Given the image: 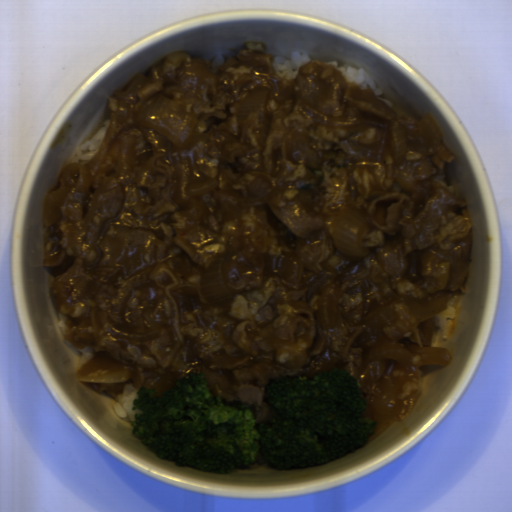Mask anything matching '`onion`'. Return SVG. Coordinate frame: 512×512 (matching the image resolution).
Here are the masks:
<instances>
[{
	"label": "onion",
	"instance_id": "obj_11",
	"mask_svg": "<svg viewBox=\"0 0 512 512\" xmlns=\"http://www.w3.org/2000/svg\"><path fill=\"white\" fill-rule=\"evenodd\" d=\"M270 91L271 89L268 87L259 84L249 91L238 108L236 114L237 122L243 121L249 117L251 113H257L259 124H266Z\"/></svg>",
	"mask_w": 512,
	"mask_h": 512
},
{
	"label": "onion",
	"instance_id": "obj_6",
	"mask_svg": "<svg viewBox=\"0 0 512 512\" xmlns=\"http://www.w3.org/2000/svg\"><path fill=\"white\" fill-rule=\"evenodd\" d=\"M373 228L371 220L351 207L341 210L333 222V238L339 255L348 260L367 258L371 249L363 243L366 233Z\"/></svg>",
	"mask_w": 512,
	"mask_h": 512
},
{
	"label": "onion",
	"instance_id": "obj_1",
	"mask_svg": "<svg viewBox=\"0 0 512 512\" xmlns=\"http://www.w3.org/2000/svg\"><path fill=\"white\" fill-rule=\"evenodd\" d=\"M455 293L440 291L426 299L400 297L362 317L367 346L358 376L363 418L377 423L402 421L414 408L420 367L451 365L454 356L432 346V317L446 312Z\"/></svg>",
	"mask_w": 512,
	"mask_h": 512
},
{
	"label": "onion",
	"instance_id": "obj_4",
	"mask_svg": "<svg viewBox=\"0 0 512 512\" xmlns=\"http://www.w3.org/2000/svg\"><path fill=\"white\" fill-rule=\"evenodd\" d=\"M119 120L112 112L109 117V129L102 144L86 165L68 163L59 174L56 191L47 193L42 213L44 228L62 221L63 209L70 194L83 192L86 196L90 192L100 168L109 156L112 147L118 138Z\"/></svg>",
	"mask_w": 512,
	"mask_h": 512
},
{
	"label": "onion",
	"instance_id": "obj_12",
	"mask_svg": "<svg viewBox=\"0 0 512 512\" xmlns=\"http://www.w3.org/2000/svg\"><path fill=\"white\" fill-rule=\"evenodd\" d=\"M108 330L115 338L128 339L134 342L153 341L161 338V328L146 332H130L121 329L109 328Z\"/></svg>",
	"mask_w": 512,
	"mask_h": 512
},
{
	"label": "onion",
	"instance_id": "obj_3",
	"mask_svg": "<svg viewBox=\"0 0 512 512\" xmlns=\"http://www.w3.org/2000/svg\"><path fill=\"white\" fill-rule=\"evenodd\" d=\"M220 110L193 114L160 95L150 97L136 112L135 123L161 133L184 151H190L200 142H207L211 132H196L208 117H224Z\"/></svg>",
	"mask_w": 512,
	"mask_h": 512
},
{
	"label": "onion",
	"instance_id": "obj_10",
	"mask_svg": "<svg viewBox=\"0 0 512 512\" xmlns=\"http://www.w3.org/2000/svg\"><path fill=\"white\" fill-rule=\"evenodd\" d=\"M342 287L337 279H331L322 292L318 304V322L326 330L335 327L340 304Z\"/></svg>",
	"mask_w": 512,
	"mask_h": 512
},
{
	"label": "onion",
	"instance_id": "obj_5",
	"mask_svg": "<svg viewBox=\"0 0 512 512\" xmlns=\"http://www.w3.org/2000/svg\"><path fill=\"white\" fill-rule=\"evenodd\" d=\"M175 175L179 188L170 195L177 205H180L182 216L188 222L201 220L207 211V205L200 196L219 186L217 178L210 180H194L192 174V157L178 159L175 165Z\"/></svg>",
	"mask_w": 512,
	"mask_h": 512
},
{
	"label": "onion",
	"instance_id": "obj_9",
	"mask_svg": "<svg viewBox=\"0 0 512 512\" xmlns=\"http://www.w3.org/2000/svg\"><path fill=\"white\" fill-rule=\"evenodd\" d=\"M305 261L294 255L284 253H263L262 278L280 277L300 285Z\"/></svg>",
	"mask_w": 512,
	"mask_h": 512
},
{
	"label": "onion",
	"instance_id": "obj_7",
	"mask_svg": "<svg viewBox=\"0 0 512 512\" xmlns=\"http://www.w3.org/2000/svg\"><path fill=\"white\" fill-rule=\"evenodd\" d=\"M267 204L278 220L299 239L305 241L310 234L321 230L323 216L307 207L298 197L283 207Z\"/></svg>",
	"mask_w": 512,
	"mask_h": 512
},
{
	"label": "onion",
	"instance_id": "obj_2",
	"mask_svg": "<svg viewBox=\"0 0 512 512\" xmlns=\"http://www.w3.org/2000/svg\"><path fill=\"white\" fill-rule=\"evenodd\" d=\"M301 106L315 124L350 131L340 140V145L352 159L384 162L390 147L392 161L399 169L409 152L421 154L422 158L443 152L444 132L429 113L412 124H392L389 120L362 116L354 107H349L343 115H329L306 104Z\"/></svg>",
	"mask_w": 512,
	"mask_h": 512
},
{
	"label": "onion",
	"instance_id": "obj_8",
	"mask_svg": "<svg viewBox=\"0 0 512 512\" xmlns=\"http://www.w3.org/2000/svg\"><path fill=\"white\" fill-rule=\"evenodd\" d=\"M228 255L211 261L201 274L199 289L208 306L224 304L236 294L224 280V267Z\"/></svg>",
	"mask_w": 512,
	"mask_h": 512
}]
</instances>
